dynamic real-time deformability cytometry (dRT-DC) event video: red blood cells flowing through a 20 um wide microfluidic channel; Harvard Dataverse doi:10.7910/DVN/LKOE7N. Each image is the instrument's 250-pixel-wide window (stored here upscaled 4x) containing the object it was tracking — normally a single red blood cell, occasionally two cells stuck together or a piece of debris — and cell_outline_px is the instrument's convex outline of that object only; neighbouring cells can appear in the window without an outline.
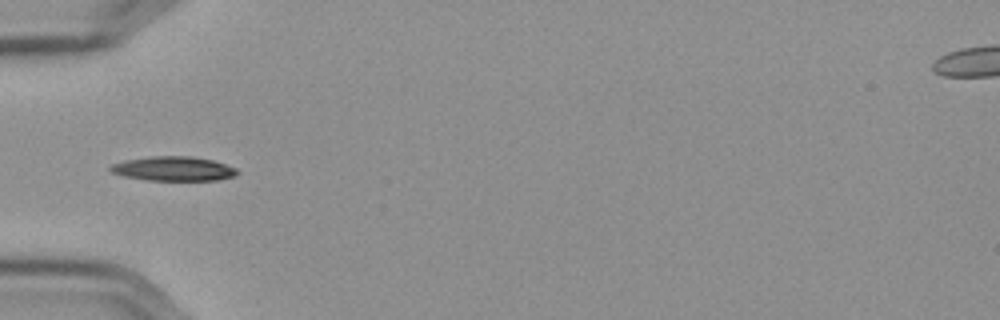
{"species": "Egyptian fruit bat (a non-hibernating species)", "species_latin": "Rousettus aegyptiacus", "temperature_condition": "cold", "stored_images_in_passage": 39, "camera_frame_rate_fps": 3000, "um_per_image_px": 0.085, "frame": {"image": 1, "passage_image": 1, "time_ms": 0.0, "image_size_px": [1000, 320], "cell_outline_px": [[240, 172], [232, 176], [220, 180], [148, 180], [124, 176], [112, 172], [108, 168], [112, 164], [124, 160], [152, 156], [188, 156], [212, 160], [236, 168]], "centroid_in_image_um": [14.73, 14.34], "position_along_channel_um": 70.3, "area_um2": 17.86}}
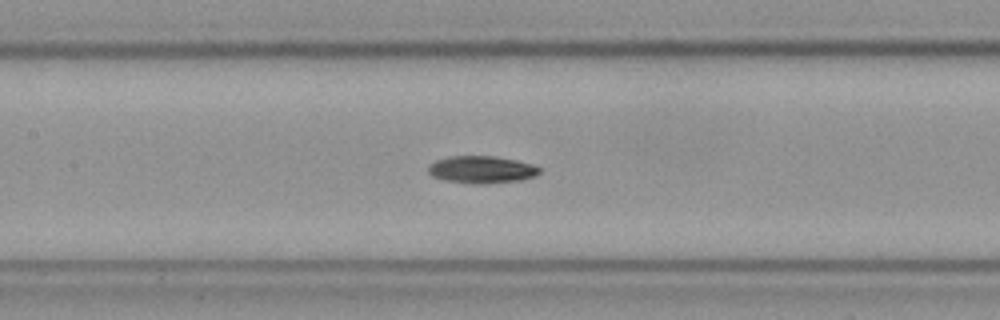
{"frame": {"image": 2, "passage_image": 9, "time_ms": 2.667, "image_size_px": [1000, 320], "cell_outline_px": [[540, 172], [536, 176], [520, 180], [488, 184], [472, 184], [444, 180], [432, 176], [428, 172], [428, 168], [436, 160], [448, 156], [492, 156], [516, 160], [532, 164], [540, 168]], "centroid_in_image_um": [40.94, 14.42], "position_along_channel_um": 166.5, "area_um2": 17.74}}
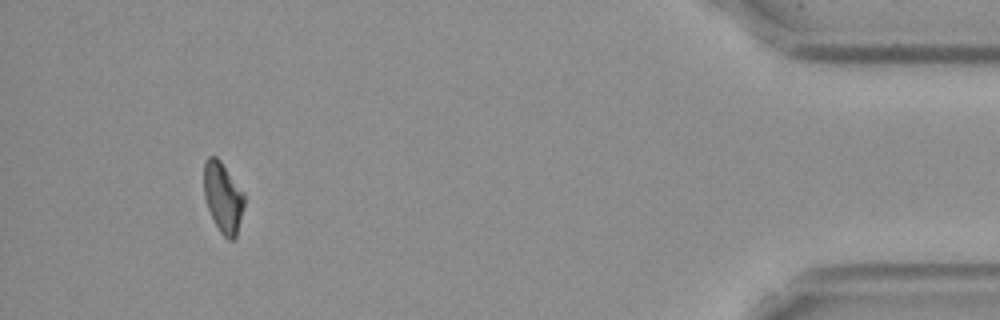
{"frame": {"image": 3, "passage_image": 35, "time_ms": 11.333, "image_size_px": [1000, 320], "cell_outline_px": [[244, 204], [236, 236], [232, 240], [228, 240], [220, 232], [208, 208], [204, 196], [204, 160], [208, 156], [216, 156], [220, 160], [244, 192]], "centroid_in_image_um": [18.95, 16.75], "position_along_channel_um": 416.3, "area_um2": 16.42}, "authors_computed_cell_mechanics": {"area_um2": 17.34, "velocity_mm_per_s": 3.5945, "shape_relaxation_time_tau1_ms": 7.8886, "shape_relaxation_time_tau2_ms": null, "deformation_change_tau1": 0.19, "deformation_change_tau2": null}}